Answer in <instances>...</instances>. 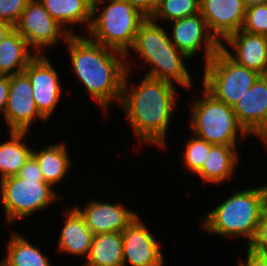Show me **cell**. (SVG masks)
Returning a JSON list of instances; mask_svg holds the SVG:
<instances>
[{
    "mask_svg": "<svg viewBox=\"0 0 267 266\" xmlns=\"http://www.w3.org/2000/svg\"><path fill=\"white\" fill-rule=\"evenodd\" d=\"M242 1L246 8L254 5H261L267 3V0H242Z\"/></svg>",
    "mask_w": 267,
    "mask_h": 266,
    "instance_id": "d590c367",
    "label": "cell"
},
{
    "mask_svg": "<svg viewBox=\"0 0 267 266\" xmlns=\"http://www.w3.org/2000/svg\"><path fill=\"white\" fill-rule=\"evenodd\" d=\"M129 72L126 71L118 105L125 112L141 144L147 142L164 148L176 103V85L145 75L137 87L131 88Z\"/></svg>",
    "mask_w": 267,
    "mask_h": 266,
    "instance_id": "7a4b0ae2",
    "label": "cell"
},
{
    "mask_svg": "<svg viewBox=\"0 0 267 266\" xmlns=\"http://www.w3.org/2000/svg\"><path fill=\"white\" fill-rule=\"evenodd\" d=\"M260 140L262 139V141L267 144V130L259 137ZM267 147V145H266Z\"/></svg>",
    "mask_w": 267,
    "mask_h": 266,
    "instance_id": "8d00e7d4",
    "label": "cell"
},
{
    "mask_svg": "<svg viewBox=\"0 0 267 266\" xmlns=\"http://www.w3.org/2000/svg\"><path fill=\"white\" fill-rule=\"evenodd\" d=\"M4 257L12 266H50V259L42 254L39 248L33 246L25 237L13 233L7 243ZM52 266V265H51Z\"/></svg>",
    "mask_w": 267,
    "mask_h": 266,
    "instance_id": "d4e9b609",
    "label": "cell"
},
{
    "mask_svg": "<svg viewBox=\"0 0 267 266\" xmlns=\"http://www.w3.org/2000/svg\"><path fill=\"white\" fill-rule=\"evenodd\" d=\"M232 108L245 130L259 138L267 130V75H260Z\"/></svg>",
    "mask_w": 267,
    "mask_h": 266,
    "instance_id": "9a60e30c",
    "label": "cell"
},
{
    "mask_svg": "<svg viewBox=\"0 0 267 266\" xmlns=\"http://www.w3.org/2000/svg\"><path fill=\"white\" fill-rule=\"evenodd\" d=\"M17 176L20 178L44 179L39 163L32 154L21 167Z\"/></svg>",
    "mask_w": 267,
    "mask_h": 266,
    "instance_id": "4dcf8cb0",
    "label": "cell"
},
{
    "mask_svg": "<svg viewBox=\"0 0 267 266\" xmlns=\"http://www.w3.org/2000/svg\"><path fill=\"white\" fill-rule=\"evenodd\" d=\"M30 0H0V20L15 25Z\"/></svg>",
    "mask_w": 267,
    "mask_h": 266,
    "instance_id": "f1b7e54d",
    "label": "cell"
},
{
    "mask_svg": "<svg viewBox=\"0 0 267 266\" xmlns=\"http://www.w3.org/2000/svg\"><path fill=\"white\" fill-rule=\"evenodd\" d=\"M23 72L30 79L39 112L48 120L61 96L58 72L45 54L37 55Z\"/></svg>",
    "mask_w": 267,
    "mask_h": 266,
    "instance_id": "4fadbf2b",
    "label": "cell"
},
{
    "mask_svg": "<svg viewBox=\"0 0 267 266\" xmlns=\"http://www.w3.org/2000/svg\"><path fill=\"white\" fill-rule=\"evenodd\" d=\"M87 224L90 231L95 234L109 232H122L138 215L132 210L126 209L122 203L90 201L86 208L75 206Z\"/></svg>",
    "mask_w": 267,
    "mask_h": 266,
    "instance_id": "e0dca14e",
    "label": "cell"
},
{
    "mask_svg": "<svg viewBox=\"0 0 267 266\" xmlns=\"http://www.w3.org/2000/svg\"><path fill=\"white\" fill-rule=\"evenodd\" d=\"M147 18L153 14L158 0H126Z\"/></svg>",
    "mask_w": 267,
    "mask_h": 266,
    "instance_id": "1f68e13d",
    "label": "cell"
},
{
    "mask_svg": "<svg viewBox=\"0 0 267 266\" xmlns=\"http://www.w3.org/2000/svg\"><path fill=\"white\" fill-rule=\"evenodd\" d=\"M225 44L233 48V54L221 42V48L236 63L267 75V36L239 30L227 36Z\"/></svg>",
    "mask_w": 267,
    "mask_h": 266,
    "instance_id": "2e32d148",
    "label": "cell"
},
{
    "mask_svg": "<svg viewBox=\"0 0 267 266\" xmlns=\"http://www.w3.org/2000/svg\"><path fill=\"white\" fill-rule=\"evenodd\" d=\"M245 12L242 0H200L201 16L219 42L242 28Z\"/></svg>",
    "mask_w": 267,
    "mask_h": 266,
    "instance_id": "5bb4252c",
    "label": "cell"
},
{
    "mask_svg": "<svg viewBox=\"0 0 267 266\" xmlns=\"http://www.w3.org/2000/svg\"><path fill=\"white\" fill-rule=\"evenodd\" d=\"M260 75L257 71L233 61L220 48L205 64L202 84L217 100L233 107Z\"/></svg>",
    "mask_w": 267,
    "mask_h": 266,
    "instance_id": "52a82bcc",
    "label": "cell"
},
{
    "mask_svg": "<svg viewBox=\"0 0 267 266\" xmlns=\"http://www.w3.org/2000/svg\"><path fill=\"white\" fill-rule=\"evenodd\" d=\"M86 1H88L93 6L95 3L101 0H86Z\"/></svg>",
    "mask_w": 267,
    "mask_h": 266,
    "instance_id": "f35d334b",
    "label": "cell"
},
{
    "mask_svg": "<svg viewBox=\"0 0 267 266\" xmlns=\"http://www.w3.org/2000/svg\"><path fill=\"white\" fill-rule=\"evenodd\" d=\"M10 140L0 143V180L15 176L32 154L23 142L29 132L9 131Z\"/></svg>",
    "mask_w": 267,
    "mask_h": 266,
    "instance_id": "cb8c5ba5",
    "label": "cell"
},
{
    "mask_svg": "<svg viewBox=\"0 0 267 266\" xmlns=\"http://www.w3.org/2000/svg\"><path fill=\"white\" fill-rule=\"evenodd\" d=\"M84 266H124L121 232L95 234Z\"/></svg>",
    "mask_w": 267,
    "mask_h": 266,
    "instance_id": "7402d4cb",
    "label": "cell"
},
{
    "mask_svg": "<svg viewBox=\"0 0 267 266\" xmlns=\"http://www.w3.org/2000/svg\"><path fill=\"white\" fill-rule=\"evenodd\" d=\"M8 131L29 132L36 117L41 121L47 119L39 112L33 98L30 79L23 72L10 76V88L4 113Z\"/></svg>",
    "mask_w": 267,
    "mask_h": 266,
    "instance_id": "30bf717a",
    "label": "cell"
},
{
    "mask_svg": "<svg viewBox=\"0 0 267 266\" xmlns=\"http://www.w3.org/2000/svg\"><path fill=\"white\" fill-rule=\"evenodd\" d=\"M65 224L59 237V251L74 256L88 257L94 234L85 223L84 218L73 206L64 212Z\"/></svg>",
    "mask_w": 267,
    "mask_h": 266,
    "instance_id": "ac0fdd59",
    "label": "cell"
},
{
    "mask_svg": "<svg viewBox=\"0 0 267 266\" xmlns=\"http://www.w3.org/2000/svg\"><path fill=\"white\" fill-rule=\"evenodd\" d=\"M14 29V26L0 20V42Z\"/></svg>",
    "mask_w": 267,
    "mask_h": 266,
    "instance_id": "e575fe53",
    "label": "cell"
},
{
    "mask_svg": "<svg viewBox=\"0 0 267 266\" xmlns=\"http://www.w3.org/2000/svg\"><path fill=\"white\" fill-rule=\"evenodd\" d=\"M14 29L27 41L38 55L43 49L56 45L59 39L66 40L71 34L44 8L39 0H30L20 15Z\"/></svg>",
    "mask_w": 267,
    "mask_h": 266,
    "instance_id": "9c48e42d",
    "label": "cell"
},
{
    "mask_svg": "<svg viewBox=\"0 0 267 266\" xmlns=\"http://www.w3.org/2000/svg\"><path fill=\"white\" fill-rule=\"evenodd\" d=\"M105 2L107 5L100 7ZM146 19L144 14L126 0H101L92 6L91 23L87 30L90 36L87 37L123 53L127 58L137 31Z\"/></svg>",
    "mask_w": 267,
    "mask_h": 266,
    "instance_id": "5b68a950",
    "label": "cell"
},
{
    "mask_svg": "<svg viewBox=\"0 0 267 266\" xmlns=\"http://www.w3.org/2000/svg\"><path fill=\"white\" fill-rule=\"evenodd\" d=\"M213 145L197 136L190 137L184 151V163L189 171L196 174L202 167Z\"/></svg>",
    "mask_w": 267,
    "mask_h": 266,
    "instance_id": "4316f807",
    "label": "cell"
},
{
    "mask_svg": "<svg viewBox=\"0 0 267 266\" xmlns=\"http://www.w3.org/2000/svg\"><path fill=\"white\" fill-rule=\"evenodd\" d=\"M31 50L33 49L24 37L13 29L0 42V75L12 76L23 73L27 65L38 55L30 53Z\"/></svg>",
    "mask_w": 267,
    "mask_h": 266,
    "instance_id": "ffe728a7",
    "label": "cell"
},
{
    "mask_svg": "<svg viewBox=\"0 0 267 266\" xmlns=\"http://www.w3.org/2000/svg\"><path fill=\"white\" fill-rule=\"evenodd\" d=\"M238 158L237 145H213L196 175L204 182L221 184L233 176Z\"/></svg>",
    "mask_w": 267,
    "mask_h": 266,
    "instance_id": "d6986e66",
    "label": "cell"
},
{
    "mask_svg": "<svg viewBox=\"0 0 267 266\" xmlns=\"http://www.w3.org/2000/svg\"><path fill=\"white\" fill-rule=\"evenodd\" d=\"M200 13V0H158L150 19L166 22L182 19Z\"/></svg>",
    "mask_w": 267,
    "mask_h": 266,
    "instance_id": "484cf974",
    "label": "cell"
},
{
    "mask_svg": "<svg viewBox=\"0 0 267 266\" xmlns=\"http://www.w3.org/2000/svg\"><path fill=\"white\" fill-rule=\"evenodd\" d=\"M246 262L238 263V266H267V257L255 254L247 249Z\"/></svg>",
    "mask_w": 267,
    "mask_h": 266,
    "instance_id": "836d02e7",
    "label": "cell"
},
{
    "mask_svg": "<svg viewBox=\"0 0 267 266\" xmlns=\"http://www.w3.org/2000/svg\"><path fill=\"white\" fill-rule=\"evenodd\" d=\"M267 211V185L233 192L201 220L202 228L214 235L245 237L248 245Z\"/></svg>",
    "mask_w": 267,
    "mask_h": 266,
    "instance_id": "3957f363",
    "label": "cell"
},
{
    "mask_svg": "<svg viewBox=\"0 0 267 266\" xmlns=\"http://www.w3.org/2000/svg\"><path fill=\"white\" fill-rule=\"evenodd\" d=\"M241 30L267 36V3L246 8Z\"/></svg>",
    "mask_w": 267,
    "mask_h": 266,
    "instance_id": "83f0119b",
    "label": "cell"
},
{
    "mask_svg": "<svg viewBox=\"0 0 267 266\" xmlns=\"http://www.w3.org/2000/svg\"><path fill=\"white\" fill-rule=\"evenodd\" d=\"M10 88V76L0 75V112L5 113Z\"/></svg>",
    "mask_w": 267,
    "mask_h": 266,
    "instance_id": "d6a6232c",
    "label": "cell"
},
{
    "mask_svg": "<svg viewBox=\"0 0 267 266\" xmlns=\"http://www.w3.org/2000/svg\"><path fill=\"white\" fill-rule=\"evenodd\" d=\"M167 32L159 23L147 18L140 25L131 48L151 65L146 76L173 85L176 82L189 89L193 81L183 62L189 57L171 43Z\"/></svg>",
    "mask_w": 267,
    "mask_h": 266,
    "instance_id": "277c9868",
    "label": "cell"
},
{
    "mask_svg": "<svg viewBox=\"0 0 267 266\" xmlns=\"http://www.w3.org/2000/svg\"><path fill=\"white\" fill-rule=\"evenodd\" d=\"M44 179L20 178L17 175L0 180V192L6 222L29 217L38 210H45L59 199V194Z\"/></svg>",
    "mask_w": 267,
    "mask_h": 266,
    "instance_id": "ba28073f",
    "label": "cell"
},
{
    "mask_svg": "<svg viewBox=\"0 0 267 266\" xmlns=\"http://www.w3.org/2000/svg\"><path fill=\"white\" fill-rule=\"evenodd\" d=\"M123 242V264L127 266H163L164 257L149 229L137 215L121 232Z\"/></svg>",
    "mask_w": 267,
    "mask_h": 266,
    "instance_id": "7c38bea8",
    "label": "cell"
},
{
    "mask_svg": "<svg viewBox=\"0 0 267 266\" xmlns=\"http://www.w3.org/2000/svg\"><path fill=\"white\" fill-rule=\"evenodd\" d=\"M0 266H12L5 258H3L2 262L0 261Z\"/></svg>",
    "mask_w": 267,
    "mask_h": 266,
    "instance_id": "74e56055",
    "label": "cell"
},
{
    "mask_svg": "<svg viewBox=\"0 0 267 266\" xmlns=\"http://www.w3.org/2000/svg\"><path fill=\"white\" fill-rule=\"evenodd\" d=\"M203 89L202 99L192 103L190 126L193 135L212 145H236L238 135L250 136L239 123L233 108Z\"/></svg>",
    "mask_w": 267,
    "mask_h": 266,
    "instance_id": "8992f818",
    "label": "cell"
},
{
    "mask_svg": "<svg viewBox=\"0 0 267 266\" xmlns=\"http://www.w3.org/2000/svg\"><path fill=\"white\" fill-rule=\"evenodd\" d=\"M66 43L73 72L97 105L105 112L111 101L120 104L126 71L132 66L126 55L78 34H71Z\"/></svg>",
    "mask_w": 267,
    "mask_h": 266,
    "instance_id": "6da1fadb",
    "label": "cell"
},
{
    "mask_svg": "<svg viewBox=\"0 0 267 266\" xmlns=\"http://www.w3.org/2000/svg\"><path fill=\"white\" fill-rule=\"evenodd\" d=\"M170 23L173 24L171 25L173 26V36L170 35L169 39L179 51L189 57L188 60L196 55L197 51L202 49L203 46L206 64L221 48V42L209 31L201 13L187 16Z\"/></svg>",
    "mask_w": 267,
    "mask_h": 266,
    "instance_id": "8fae6325",
    "label": "cell"
},
{
    "mask_svg": "<svg viewBox=\"0 0 267 266\" xmlns=\"http://www.w3.org/2000/svg\"><path fill=\"white\" fill-rule=\"evenodd\" d=\"M50 16L61 24L70 34H76L65 25L82 23L87 25L88 30L91 23L92 5L86 0H39Z\"/></svg>",
    "mask_w": 267,
    "mask_h": 266,
    "instance_id": "603a6c76",
    "label": "cell"
},
{
    "mask_svg": "<svg viewBox=\"0 0 267 266\" xmlns=\"http://www.w3.org/2000/svg\"><path fill=\"white\" fill-rule=\"evenodd\" d=\"M64 142L48 145L42 150H32L39 163L44 181L52 187L61 183L71 168V159Z\"/></svg>",
    "mask_w": 267,
    "mask_h": 266,
    "instance_id": "44dd1931",
    "label": "cell"
},
{
    "mask_svg": "<svg viewBox=\"0 0 267 266\" xmlns=\"http://www.w3.org/2000/svg\"><path fill=\"white\" fill-rule=\"evenodd\" d=\"M248 250L267 257V211L262 215L255 236L248 245Z\"/></svg>",
    "mask_w": 267,
    "mask_h": 266,
    "instance_id": "f546056e",
    "label": "cell"
}]
</instances>
